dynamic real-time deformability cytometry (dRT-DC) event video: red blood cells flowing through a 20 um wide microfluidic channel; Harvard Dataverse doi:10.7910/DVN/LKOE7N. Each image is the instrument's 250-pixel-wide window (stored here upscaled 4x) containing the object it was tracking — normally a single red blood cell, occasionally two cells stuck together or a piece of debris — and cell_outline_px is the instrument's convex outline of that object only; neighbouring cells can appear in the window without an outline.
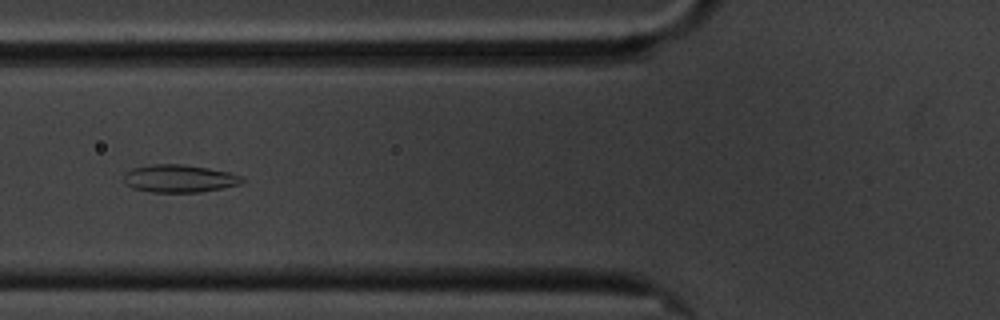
{"species": "common noctule bat (a hibernating species)", "species_latin": "Nyctalus noctula", "temperature_condition": "cold", "stored_images_in_passage": 48, "camera_frame_rate_fps": 3000, "um_per_image_px": 0.085, "animal": {"sex": "male", "body_mass_g": 20.1, "forearm_length_mm": 53.5}, "frame": {"image": 1, "passage_image": 18, "time_ms": 5.667, "image_size_px": [1000, 320], "cell_outline_px": [[248, 180], [240, 184], [200, 192], [152, 192], [132, 188], [124, 184], [124, 172], [132, 168], [152, 164], [184, 164], [208, 168], [228, 172], [240, 176]], "centroid_in_image_um": [15.21, 15.17], "position_along_channel_um": 110.6, "area_um2": 19.19}}
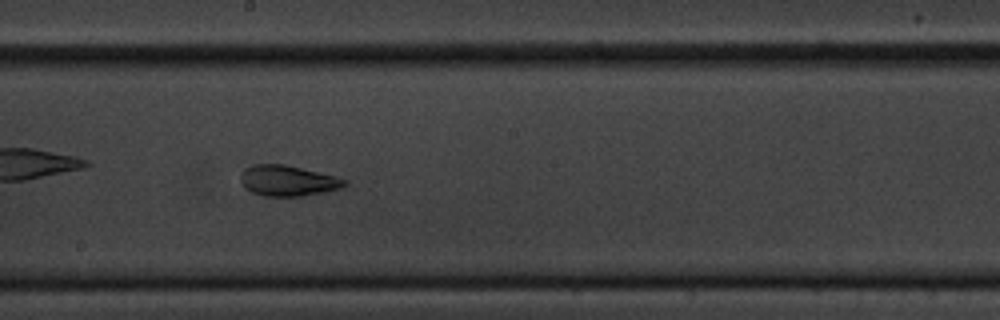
{"frame": {"image": 2, "passage_image": 28, "time_ms": 9.0, "image_size_px": [1000, 320], "cell_outline_px": [[348, 184], [340, 188], [324, 192], [300, 196], [264, 196], [252, 192], [244, 188], [240, 180], [240, 176], [244, 168], [252, 164], [284, 164], [336, 176], [348, 180]], "centroid_in_image_um": [24.45, 15.35], "position_along_channel_um": 223.8, "area_um2": 18.67}}
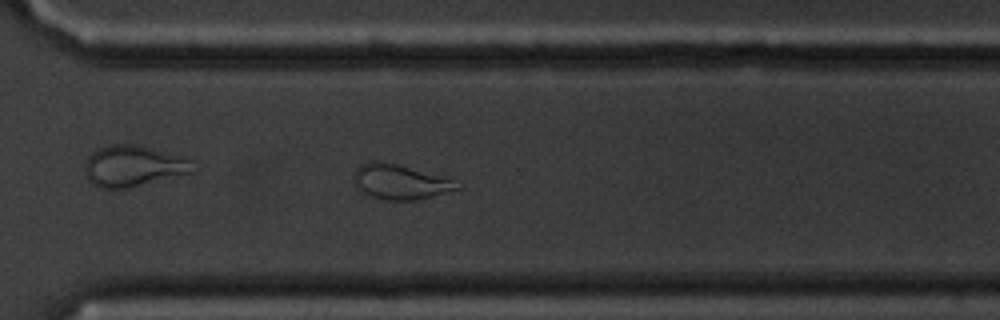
{"frame": {"image": 3, "passage_image": 38, "time_ms": 12.333, "image_size_px": [1000, 320], "cell_outline_px": [[464, 188], [416, 200], [388, 200], [372, 196], [356, 188], [352, 184], [352, 176], [356, 168], [360, 164], [396, 164], [452, 180]], "centroid_in_image_um": [33.98, 15.51], "position_along_channel_um": 336.6, "area_um2": 20.23}, "authors_computed_cell_mechanics": {"area_um2": 19.941, "velocity_mm_per_s": 3.39, "shape_relaxation_time_tau1_ms": null, "shape_relaxation_time_tau2_ms": 2.2639, "deformation_change_tau1": null, "deformation_change_tau2": 0.0965}}